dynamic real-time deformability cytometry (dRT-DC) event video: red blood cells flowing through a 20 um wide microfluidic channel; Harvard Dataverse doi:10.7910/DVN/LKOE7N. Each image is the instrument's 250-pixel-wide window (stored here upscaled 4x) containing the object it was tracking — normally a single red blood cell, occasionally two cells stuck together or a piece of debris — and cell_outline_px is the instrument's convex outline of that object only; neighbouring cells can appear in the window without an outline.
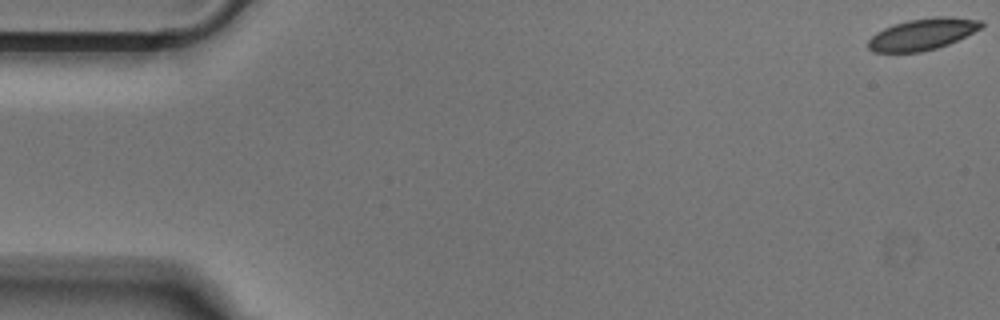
{"species": "Egyptian fruit bat (a non-hibernating species)", "species_latin": "Rousettus aegyptiacus", "temperature_condition": "cold", "stored_images_in_passage": 14, "camera_frame_rate_fps": 3000, "um_per_image_px": 0.085, "animal": {"sex": "male"}, "frame": {"image": 1, "passage_image": 1, "time_ms": 0.0, "image_size_px": [1000, 320], "cell_outline_px": [[984, 24], [980, 28], [948, 44], [936, 48], [920, 52], [872, 52], [868, 48], [868, 40], [876, 32], [884, 28], [908, 20], [936, 16], [952, 16], [984, 20]], "centroid_in_image_um": [78.41, 2.89], "position_along_channel_um": 6.6, "area_um2": 20.69}}
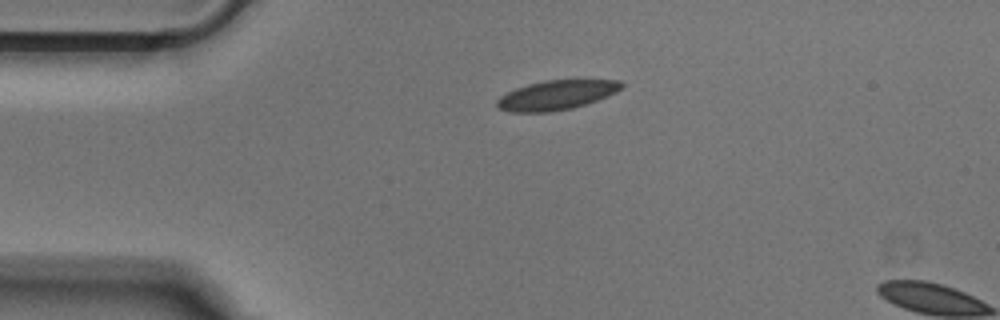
{"frame": {"image": 2, "passage_image": 12, "time_ms": 3.667, "image_size_px": [1000, 320], "cell_outline_px": [[624, 88], [616, 92], [596, 100], [572, 108], [552, 112], [508, 112], [500, 108], [496, 104], [496, 100], [500, 96], [516, 88], [528, 84], [544, 80], [620, 80], [624, 84]], "centroid_in_image_um": [47.29, 8.08], "position_along_channel_um": 37.7, "area_um2": 21.33}}